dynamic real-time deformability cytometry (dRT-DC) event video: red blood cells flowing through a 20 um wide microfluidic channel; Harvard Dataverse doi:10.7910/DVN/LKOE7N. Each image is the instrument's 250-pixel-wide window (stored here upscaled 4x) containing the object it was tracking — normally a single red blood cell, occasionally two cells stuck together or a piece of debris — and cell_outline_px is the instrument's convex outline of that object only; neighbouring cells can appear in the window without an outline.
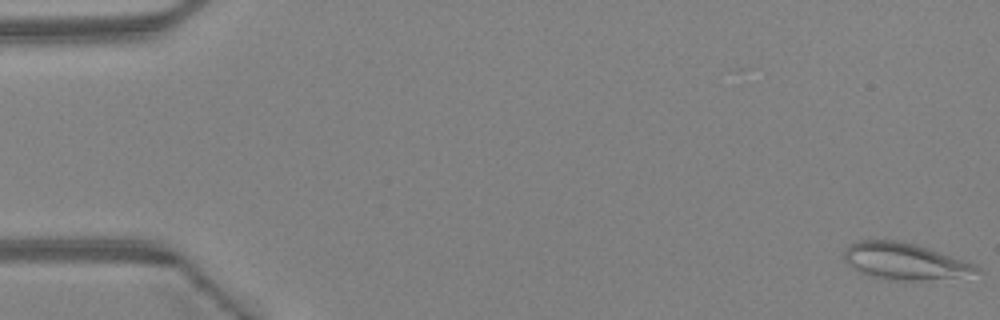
{"species": "Egyptian fruit bat (a non-hibernating species)", "species_latin": "Rousettus aegyptiacus", "temperature_condition": "warm", "stored_images_in_passage": 46, "camera_frame_rate_fps": 3000, "um_per_image_px": 0.085, "animal": {"sex": "female"}, "frame": {"image": 1, "passage_image": 1, "time_ms": 0.0, "image_size_px": [1000, 320], "cell_outline_px": [[984, 272], [956, 276], [920, 280], [892, 280], [868, 276], [852, 268], [844, 260], [844, 248], [848, 244], [860, 240], [896, 240], [928, 248], [976, 264]], "centroid_in_image_um": [76.84, 22.2], "position_along_channel_um": 8.2, "area_um2": 28.09}}
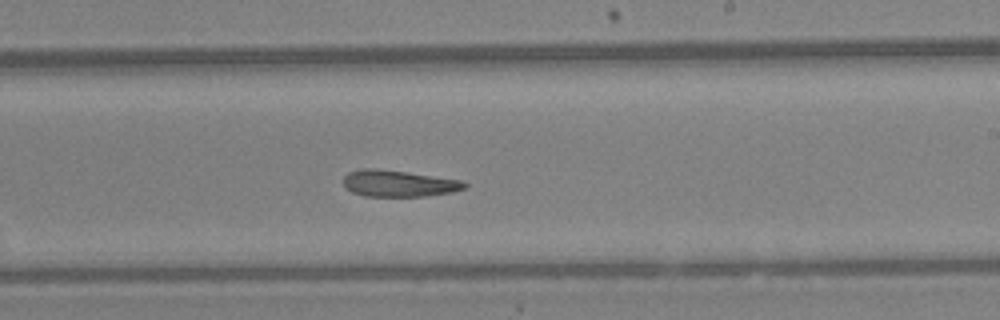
{"frame": {"image": 2, "passage_image": 28, "time_ms": 9.0, "image_size_px": [1000, 320], "cell_outline_px": [[468, 184], [464, 188], [452, 192], [428, 196], [364, 196], [352, 192], [344, 184], [344, 176], [348, 172], [364, 168], [376, 168], [464, 180]], "centroid_in_image_um": [33.9, 15.59], "position_along_channel_um": 255.1, "area_um2": 18.67}}
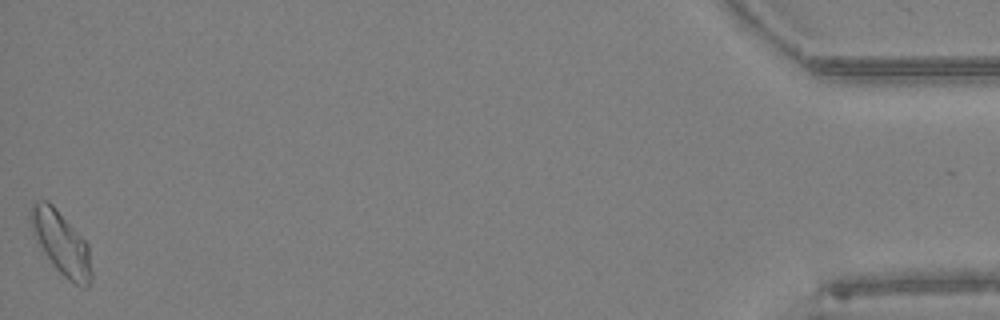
{"frame": {"image": 3, "passage_image": 46, "time_ms": 15.0, "image_size_px": [1000, 320], "cell_outline_px": [[92, 280], [88, 288], [84, 288], [68, 280], [56, 268], [32, 236], [28, 216], [28, 212], [32, 204], [36, 200], [48, 200], [52, 204], [88, 244], [92, 272]], "centroid_in_image_um": [5.17, 20.64], "position_along_channel_um": 430.0, "area_um2": 22.6}, "authors_computed_cell_mechanics": {"area_um2": 20.2878, "velocity_mm_per_s": 4.4878, "shape_relaxation_time_tau1_ms": null, "shape_relaxation_time_tau2_ms": 6.6667, "deformation_change_tau1": null, "deformation_change_tau2": 0.162}}